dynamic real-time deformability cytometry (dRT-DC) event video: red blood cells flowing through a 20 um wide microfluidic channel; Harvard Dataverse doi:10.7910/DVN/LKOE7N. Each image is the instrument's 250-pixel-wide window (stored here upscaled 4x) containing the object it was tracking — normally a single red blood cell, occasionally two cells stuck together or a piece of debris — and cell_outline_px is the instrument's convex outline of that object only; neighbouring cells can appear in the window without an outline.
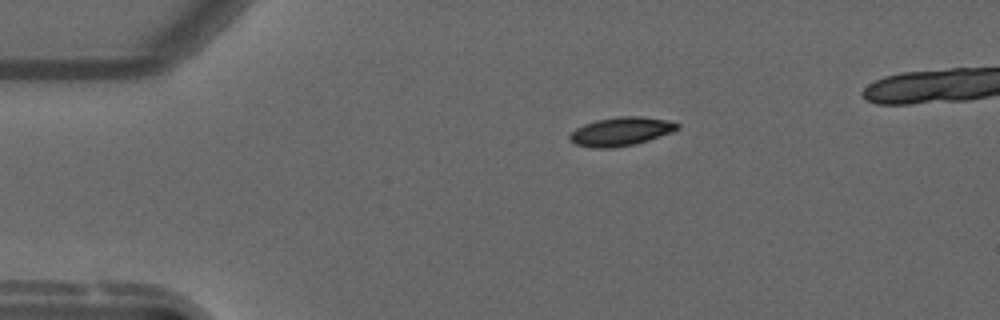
{"species": "common noctule bat (a hibernating species)", "species_latin": "Nyctalus noctula", "temperature_condition": "warm", "stored_images_in_passage": 42, "camera_frame_rate_fps": 3000, "um_per_image_px": 0.085, "animal": {"sex": "male", "forearm_length_mm": 52.5}, "frame": {"image": 1, "passage_image": 1, "time_ms": 0.0, "image_size_px": [1000, 320], "cell_outline_px": [[680, 128], [672, 132], [636, 144], [612, 148], [592, 148], [576, 144], [568, 136], [576, 128], [584, 124], [596, 120], [620, 116], [640, 116], [668, 120], [680, 124]], "centroid_in_image_um": [52.8, 11.17], "position_along_channel_um": 32.2, "area_um2": 17.92}}
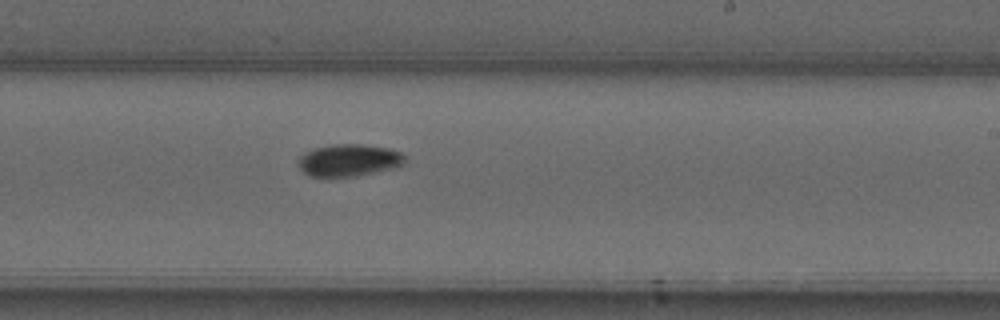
{"frame": {"image": 2, "passage_image": 23, "time_ms": 7.333, "image_size_px": [1000, 320], "cell_outline_px": [[404, 164], [396, 168], [356, 176], [312, 176], [304, 172], [300, 168], [300, 156], [312, 148], [332, 144], [364, 144], [388, 148], [400, 152], [404, 156]], "centroid_in_image_um": [29.69, 13.61], "position_along_channel_um": 259.3, "area_um2": 19.88}}
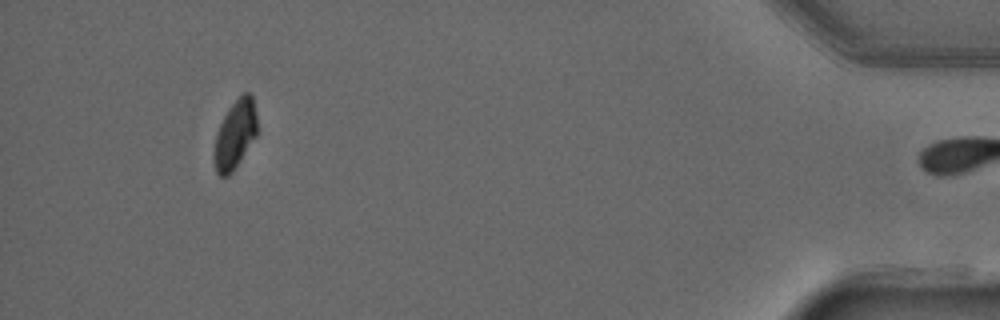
{"frame": {"image": 3, "passage_image": 41, "time_ms": 13.333, "image_size_px": [1000, 320], "cell_outline_px": [[256, 136], [232, 172], [228, 176], [220, 176], [216, 172], [212, 152], [216, 132], [228, 108], [244, 92], [248, 92], [252, 96], [256, 116]], "centroid_in_image_um": [19.94, 11.45], "position_along_channel_um": 415.3, "area_um2": 17.11}, "authors_computed_cell_mechanics": {"area_um2": 19.1029, "velocity_mm_per_s": 3.7534, "shape_relaxation_time_tau1_ms": 4.7156, "shape_relaxation_time_tau2_ms": null, "deformation_change_tau1": 0.1481, "deformation_change_tau2": null}}